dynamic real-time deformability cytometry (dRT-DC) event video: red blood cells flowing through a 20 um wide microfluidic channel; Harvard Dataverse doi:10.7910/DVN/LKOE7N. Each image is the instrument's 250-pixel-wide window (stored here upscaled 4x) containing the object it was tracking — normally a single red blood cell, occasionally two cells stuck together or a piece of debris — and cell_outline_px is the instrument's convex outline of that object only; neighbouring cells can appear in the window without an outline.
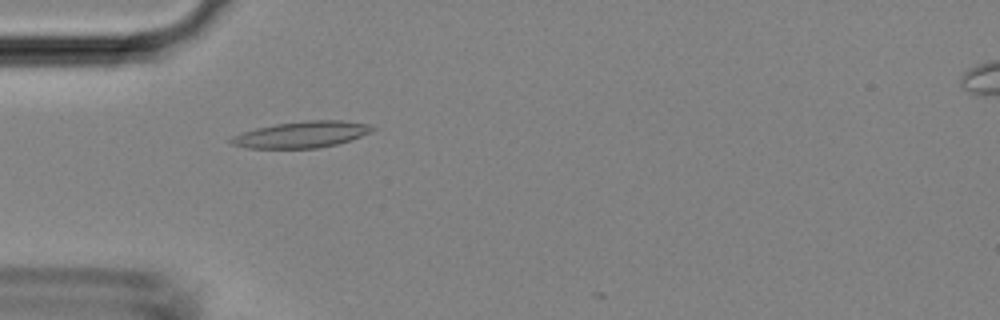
{"species": "Egyptian fruit bat (a non-hibernating species)", "species_latin": "Rousettus aegyptiacus", "temperature_condition": "room temperature", "stored_images_in_passage": 41, "camera_frame_rate_fps": 3000, "um_per_image_px": 0.085, "animal": {"sex": "female"}, "frame": {"image": 1, "passage_image": 14, "time_ms": 4.333, "image_size_px": [1000, 320], "cell_outline_px": [[376, 128], [372, 132], [336, 144], [316, 148], [248, 148], [232, 144], [228, 140], [232, 136], [256, 128], [276, 124], [308, 120], [340, 120], [368, 124]], "centroid_in_image_um": [25.63, 11.43], "position_along_channel_um": 59.4, "area_um2": 21.44}}
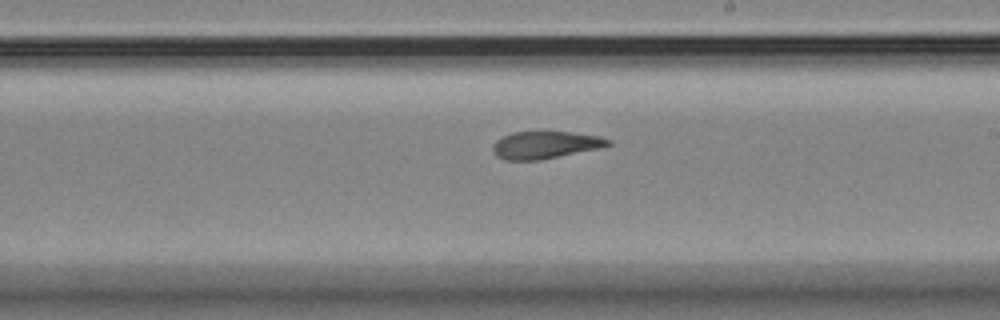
{"frame": {"image": 2, "passage_image": 27, "time_ms": 8.667, "image_size_px": [1000, 320], "cell_outline_px": [[612, 144], [600, 148], [540, 160], [504, 160], [496, 156], [492, 152], [492, 144], [500, 136], [512, 132], [572, 132], [600, 136], [612, 140]], "centroid_in_image_um": [46.32, 12.32], "position_along_channel_um": 242.7, "area_um2": 18.61}}
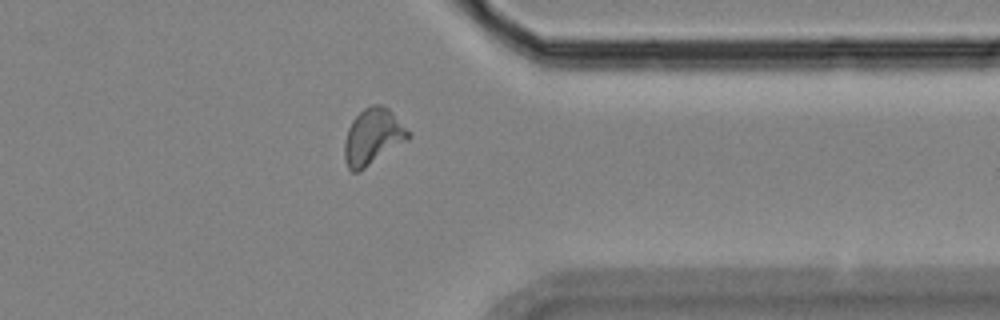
{"frame": {"image": 3, "passage_image": 37, "time_ms": 12.0, "image_size_px": [1000, 320], "cell_outline_px": [[412, 136], [408, 140], [360, 172], [352, 172], [348, 168], [344, 160], [344, 144], [348, 128], [352, 120], [364, 108], [372, 104], [380, 104], [388, 108], [412, 132]], "centroid_in_image_um": [31.71, 11.63], "position_along_channel_um": 379.7, "area_um2": 21.21}}